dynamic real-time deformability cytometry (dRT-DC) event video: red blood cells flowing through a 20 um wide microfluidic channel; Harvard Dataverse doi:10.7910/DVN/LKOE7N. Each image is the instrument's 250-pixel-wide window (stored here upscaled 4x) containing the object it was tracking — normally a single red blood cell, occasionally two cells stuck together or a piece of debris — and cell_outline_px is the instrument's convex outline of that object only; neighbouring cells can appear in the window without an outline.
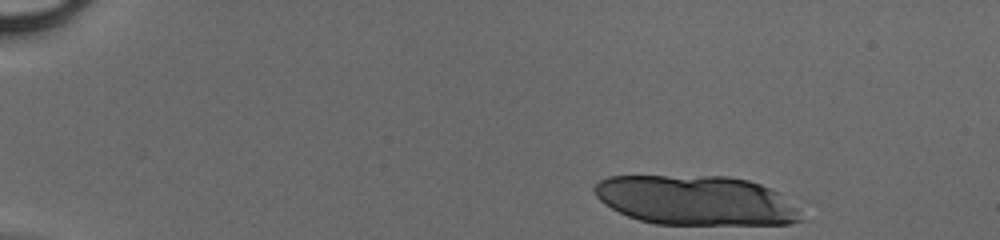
{"species": "human", "species_latin": "Homo sapiens", "temperature_condition": "cold", "stored_images_in_passage": 12, "camera_frame_rate_fps": 3000, "um_per_image_px": 0.085, "donor": {"sex": "male"}, "frame": {"image": 1, "passage_image": 1, "time_ms": 0.0, "image_size_px": [1000, 240], "cell_outline_px": [[804, 220], [788, 224], [656, 224], [640, 220], [628, 216], [604, 204], [596, 196], [592, 188], [600, 180], [608, 176], [728, 176], [748, 180], [760, 184], [776, 192]], "centroid_in_image_um": [59.05, 17.02], "position_along_channel_um": 26.0, "area_um2": 58.96}}